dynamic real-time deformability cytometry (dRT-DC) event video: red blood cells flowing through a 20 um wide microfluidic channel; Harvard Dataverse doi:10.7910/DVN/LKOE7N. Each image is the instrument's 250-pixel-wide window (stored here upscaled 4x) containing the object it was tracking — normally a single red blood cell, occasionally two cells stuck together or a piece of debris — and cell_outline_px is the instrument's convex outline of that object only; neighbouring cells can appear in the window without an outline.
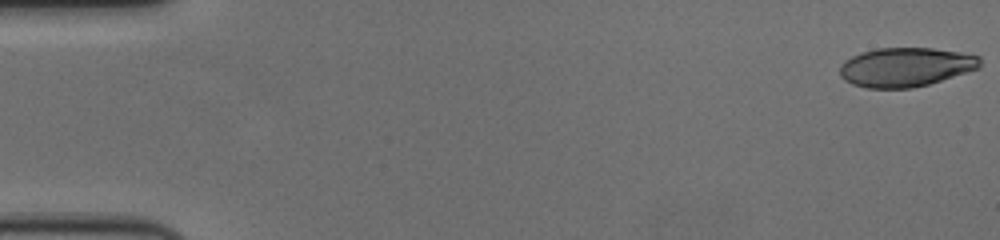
{"species": "human", "species_latin": "Homo sapiens", "temperature_condition": "cold", "stored_images_in_passage": 58, "camera_frame_rate_fps": 3000, "um_per_image_px": 0.085, "donor": {"sex": "female"}, "frame": {"image": 1, "passage_image": 1, "time_ms": 0.0, "image_size_px": [1000, 240], "cell_outline_px": [[980, 68], [928, 84], [912, 88], [864, 88], [852, 84], [844, 80], [840, 76], [840, 64], [852, 56], [860, 52], [876, 48], [932, 48], [960, 52], [980, 56]], "centroid_in_image_um": [76.95, 5.7], "position_along_channel_um": 8.0, "area_um2": 32.02}}
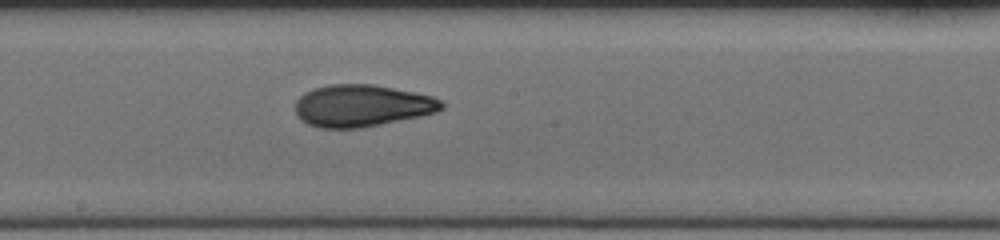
{"frame": {"image": 2, "passage_image": 32, "time_ms": 10.333, "image_size_px": [1000, 240], "cell_outline_px": [[444, 108], [436, 112], [420, 116], [360, 128], [320, 128], [308, 124], [300, 120], [296, 116], [296, 100], [304, 92], [312, 88], [328, 84], [372, 84], [432, 96], [444, 100]], "centroid_in_image_um": [30.74, 8.98], "position_along_channel_um": 217.5, "area_um2": 35.89}}
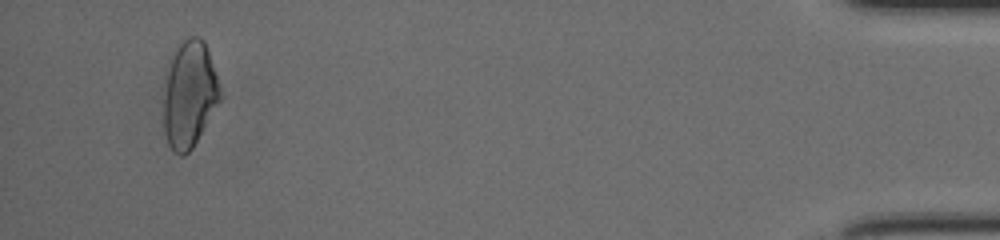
{"frame": {"image": 3, "passage_image": 55, "time_ms": 18.0, "image_size_px": [1000, 240], "cell_outline_px": [[220, 100], [192, 148], [184, 156], [180, 156], [172, 152], [168, 144], [164, 132], [164, 96], [168, 72], [176, 44], [180, 40], [188, 36], [200, 36], [204, 40], [216, 76], [220, 92]], "centroid_in_image_um": [16.08, 8.02], "position_along_channel_um": 419.1, "area_um2": 34.68}, "authors_computed_cell_mechanics": {"area_um2": 34.4199, "velocity_mm_per_s": 3.6157, "shape_relaxation_time_tau1_ms": 8.1384, "shape_relaxation_time_tau2_ms": 2.451, "deformation_change_tau1": 0.2152, "deformation_change_tau2": 0.0847}}